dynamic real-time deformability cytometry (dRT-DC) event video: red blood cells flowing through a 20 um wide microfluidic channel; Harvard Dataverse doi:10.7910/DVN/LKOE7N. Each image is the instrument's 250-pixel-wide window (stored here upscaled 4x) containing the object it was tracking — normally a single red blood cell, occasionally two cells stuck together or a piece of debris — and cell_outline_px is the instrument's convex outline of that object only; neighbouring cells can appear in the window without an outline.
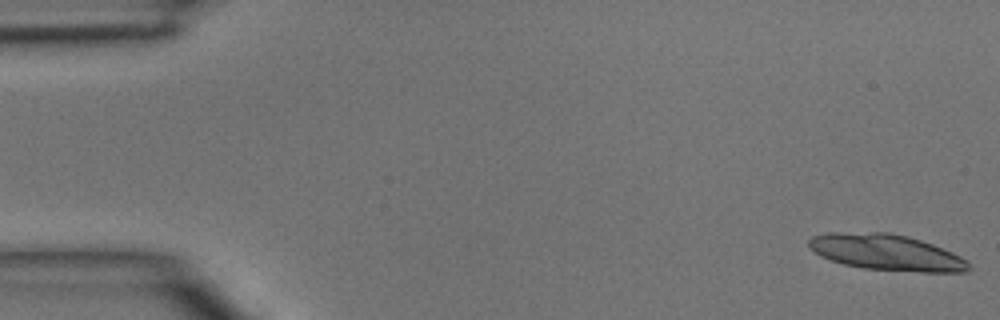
{"species": "common noctule bat (a hibernating species)", "species_latin": "Nyctalus noctula", "temperature_condition": "room temperature", "stored_images_in_passage": 21, "camera_frame_rate_fps": 3000, "um_per_image_px": 0.085, "animal": {"sex": "male", "body_mass_g": 15.6}, "frame": {"image": 1, "passage_image": 1, "time_ms": 0.0, "image_size_px": [1000, 320], "cell_outline_px": [[972, 268], [968, 272], [920, 272], [864, 268], [844, 264], [820, 256], [808, 244], [808, 240], [812, 236], [828, 232], [888, 232], [908, 236], [932, 244], [952, 252], [968, 260]], "centroid_in_image_um": [75.38, 21.45], "position_along_channel_um": 9.6, "area_um2": 33.58}}